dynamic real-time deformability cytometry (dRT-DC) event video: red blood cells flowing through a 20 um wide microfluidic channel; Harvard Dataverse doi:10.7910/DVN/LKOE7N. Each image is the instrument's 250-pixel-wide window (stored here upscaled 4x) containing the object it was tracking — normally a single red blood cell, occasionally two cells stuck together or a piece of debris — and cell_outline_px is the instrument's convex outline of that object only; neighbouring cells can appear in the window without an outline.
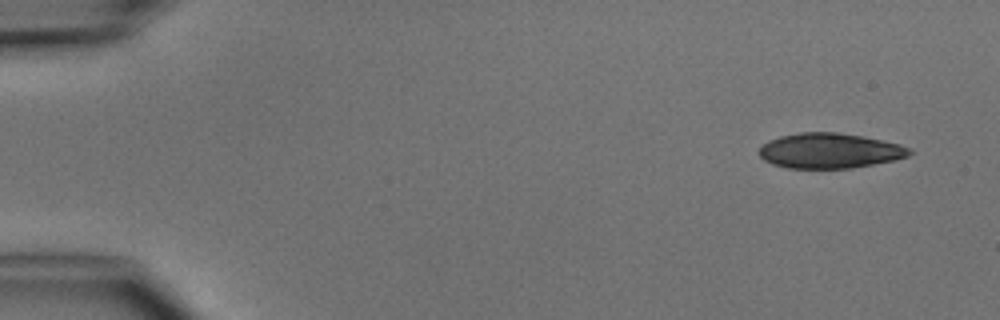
{"species": "common noctule bat (a hibernating species)", "species_latin": "Nyctalus noctula", "temperature_condition": "cold", "stored_images_in_passage": 4, "camera_frame_rate_fps": 3000, "um_per_image_px": 0.085, "animal": {"sex": "male", "body_mass_g": 15.6}, "frame": {"image": 1, "passage_image": 1, "time_ms": 0.0, "image_size_px": [1000, 320], "cell_outline_px": [[912, 152], [908, 156], [892, 160], [852, 168], [788, 168], [772, 164], [764, 160], [756, 152], [760, 144], [768, 140], [780, 136], [800, 132], [836, 132], [864, 136], [900, 144], [912, 148]], "centroid_in_image_um": [70.47, 12.8], "position_along_channel_um": 14.5, "area_um2": 31.04}}